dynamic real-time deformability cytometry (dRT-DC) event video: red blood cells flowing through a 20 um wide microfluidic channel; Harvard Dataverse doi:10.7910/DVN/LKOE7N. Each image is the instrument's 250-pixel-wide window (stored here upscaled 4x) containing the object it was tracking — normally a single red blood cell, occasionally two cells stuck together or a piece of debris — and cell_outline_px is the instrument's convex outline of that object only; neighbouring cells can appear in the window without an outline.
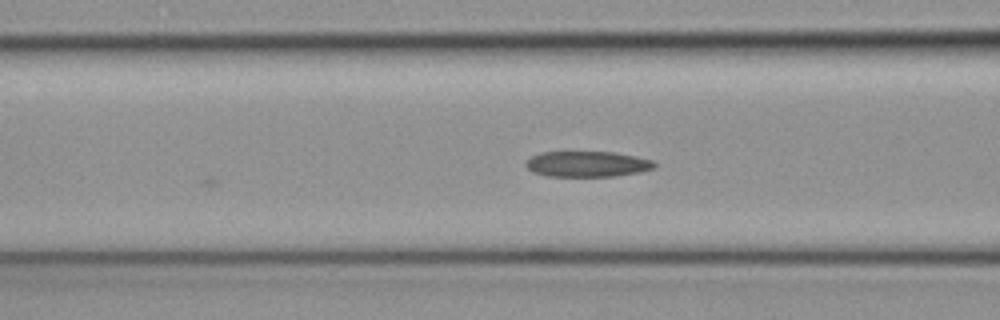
{"species": "common noctule bat (a hibernating species)", "species_latin": "Nyctalus noctula", "temperature_condition": "cold", "stored_images_in_passage": 20, "camera_frame_rate_fps": 3000, "um_per_image_px": 0.085, "animal": {"sex": "female", "body_mass_g": 19.3, "forearm_length_mm": 54.1}, "frame": {"image": 1, "passage_image": 20, "time_ms": 6.333, "image_size_px": [1000, 320], "cell_outline_px": [[656, 168], [640, 172], [616, 176], [548, 176], [532, 172], [524, 164], [532, 156], [540, 152], [616, 152], [636, 156], [652, 160], [656, 164]], "centroid_in_image_um": [49.94, 13.94], "position_along_channel_um": 116.7, "area_um2": 19.31}}